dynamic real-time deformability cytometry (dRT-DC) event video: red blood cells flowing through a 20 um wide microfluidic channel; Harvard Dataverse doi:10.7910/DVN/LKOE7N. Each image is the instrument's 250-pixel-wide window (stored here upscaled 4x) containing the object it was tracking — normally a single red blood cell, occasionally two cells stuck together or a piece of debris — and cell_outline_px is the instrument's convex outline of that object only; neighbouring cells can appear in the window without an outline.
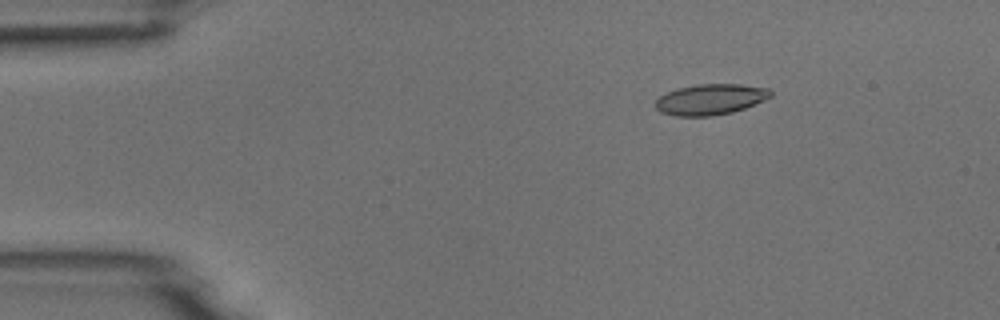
{"species": "common noctule bat (a hibernating species)", "species_latin": "Nyctalus noctula", "temperature_condition": "room temperature", "stored_images_in_passage": 4, "camera_frame_rate_fps": 3000, "um_per_image_px": 0.085, "animal": {"sex": "male", "body_mass_g": 18.8}, "frame": {"image": 1, "passage_image": 3, "time_ms": 2.333, "image_size_px": [1000, 320], "cell_outline_px": [[772, 96], [764, 100], [744, 108], [732, 112], [712, 116], [672, 116], [660, 112], [652, 104], [660, 96], [676, 88], [696, 84], [740, 84], [768, 88], [772, 92]], "centroid_in_image_um": [60.34, 8.45], "position_along_channel_um": 24.7, "area_um2": 20.81}}